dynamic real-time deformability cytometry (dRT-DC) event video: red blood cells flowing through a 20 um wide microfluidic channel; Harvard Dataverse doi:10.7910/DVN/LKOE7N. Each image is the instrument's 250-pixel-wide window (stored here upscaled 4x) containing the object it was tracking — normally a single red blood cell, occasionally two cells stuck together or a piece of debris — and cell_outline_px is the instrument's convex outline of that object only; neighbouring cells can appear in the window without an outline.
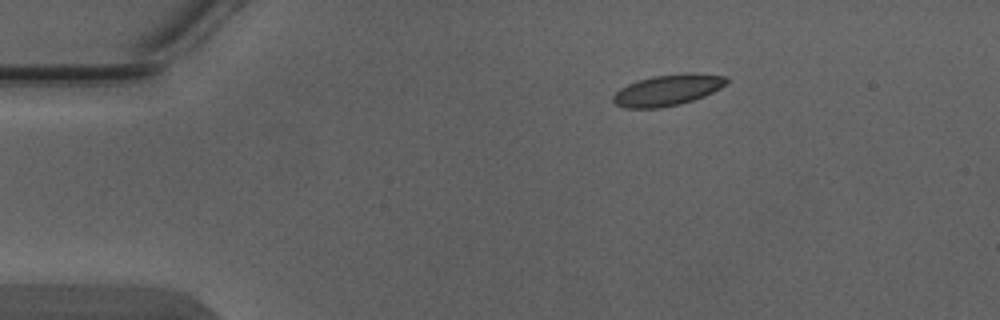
{"species": "Egyptian fruit bat (a non-hibernating species)", "species_latin": "Rousettus aegyptiacus", "temperature_condition": "warm", "stored_images_in_passage": 3, "segment_of_instrument_passage": [1, 2], "camera_frame_rate_fps": 3000, "um_per_image_px": 0.085, "animal": {"sex": "male"}, "frame": {"image": 1, "passage_image": 1, "time_ms": 0.0, "image_size_px": [1000, 320], "cell_outline_px": [[728, 84], [704, 96], [680, 104], [660, 108], [628, 108], [616, 104], [612, 100], [612, 96], [620, 88], [636, 80], [652, 76], [688, 72], [696, 72], [728, 76]], "centroid_in_image_um": [56.78, 7.63], "position_along_channel_um": 28.2, "area_um2": 20.81}}